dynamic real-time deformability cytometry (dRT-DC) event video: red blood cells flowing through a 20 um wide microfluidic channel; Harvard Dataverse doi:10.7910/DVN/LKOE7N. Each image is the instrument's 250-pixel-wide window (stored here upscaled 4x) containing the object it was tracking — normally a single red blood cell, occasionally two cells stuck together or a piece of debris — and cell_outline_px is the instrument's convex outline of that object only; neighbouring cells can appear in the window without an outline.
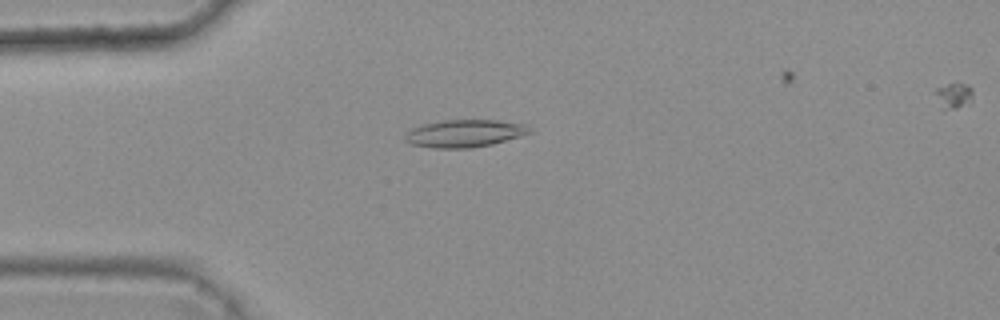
{"species": "common noctule bat (a hibernating species)", "species_latin": "Nyctalus noctula", "temperature_condition": "warm", "stored_images_in_passage": 5, "camera_frame_rate_fps": 3000, "um_per_image_px": 0.085, "animal": {"sex": "female", "body_mass_g": 25.1}, "frame": {"image": 1, "passage_image": 4, "time_ms": 1.0, "image_size_px": [1000, 320], "cell_outline_px": [[532, 132], [492, 144], [468, 148], [432, 148], [412, 144], [404, 140], [404, 136], [412, 128], [424, 124], [444, 120], [496, 120], [524, 124]], "centroid_in_image_um": [39.45, 11.34], "position_along_channel_um": 45.6, "area_um2": 19.65}}